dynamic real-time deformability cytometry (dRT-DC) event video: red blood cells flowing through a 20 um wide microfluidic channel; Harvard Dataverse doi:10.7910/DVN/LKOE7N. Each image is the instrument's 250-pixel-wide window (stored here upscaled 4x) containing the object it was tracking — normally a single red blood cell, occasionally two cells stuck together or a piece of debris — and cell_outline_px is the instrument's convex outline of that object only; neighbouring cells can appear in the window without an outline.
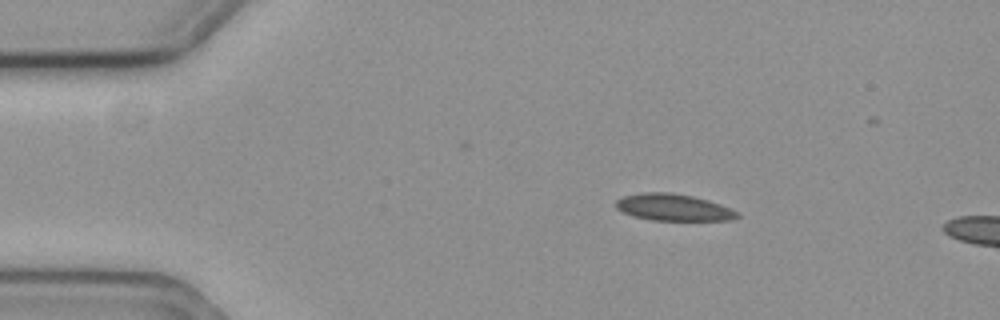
{"species": "common noctule bat (a hibernating species)", "species_latin": "Nyctalus noctula", "temperature_condition": "cold", "stored_images_in_passage": 4, "camera_frame_rate_fps": 3000, "um_per_image_px": 0.085, "animal": {"sex": "female", "body_mass_g": 19.3, "forearm_length_mm": 54.1}, "frame": {"image": 1, "passage_image": 2, "time_ms": 0.333, "image_size_px": [1000, 320], "cell_outline_px": [[740, 216], [732, 220], [652, 220], [636, 216], [624, 212], [616, 208], [616, 200], [624, 196], [644, 192], [672, 192], [692, 196], [708, 200], [720, 204], [740, 212]], "centroid_in_image_um": [57.28, 17.62], "position_along_channel_um": 27.7, "area_um2": 18.84}}